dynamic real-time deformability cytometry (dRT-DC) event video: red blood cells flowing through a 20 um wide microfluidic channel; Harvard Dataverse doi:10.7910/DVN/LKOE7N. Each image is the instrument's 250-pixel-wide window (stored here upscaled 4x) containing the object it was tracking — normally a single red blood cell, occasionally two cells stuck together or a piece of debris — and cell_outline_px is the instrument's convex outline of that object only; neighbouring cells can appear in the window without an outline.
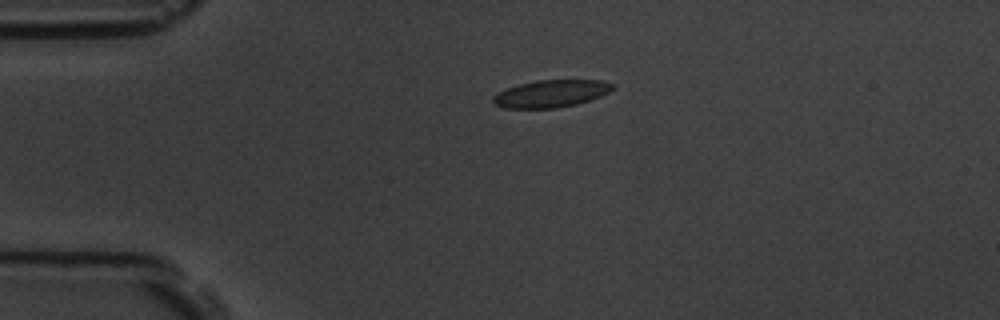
{"species": "common noctule bat (a hibernating species)", "species_latin": "Nyctalus noctula", "temperature_condition": "room temperature", "stored_images_in_passage": 3, "camera_frame_rate_fps": 3000, "um_per_image_px": 0.085, "animal": {"sex": "male", "body_mass_g": 19.5, "forearm_length_mm": 54.6}, "frame": {"image": 1, "passage_image": 2, "time_ms": 1.0, "image_size_px": [1000, 320], "cell_outline_px": [[616, 84], [608, 92], [600, 96], [576, 104], [556, 108], [504, 108], [492, 104], [492, 96], [508, 88], [520, 84], [536, 80], [600, 80]], "centroid_in_image_um": [46.81, 7.96], "position_along_channel_um": 38.2, "area_um2": 18.9}}